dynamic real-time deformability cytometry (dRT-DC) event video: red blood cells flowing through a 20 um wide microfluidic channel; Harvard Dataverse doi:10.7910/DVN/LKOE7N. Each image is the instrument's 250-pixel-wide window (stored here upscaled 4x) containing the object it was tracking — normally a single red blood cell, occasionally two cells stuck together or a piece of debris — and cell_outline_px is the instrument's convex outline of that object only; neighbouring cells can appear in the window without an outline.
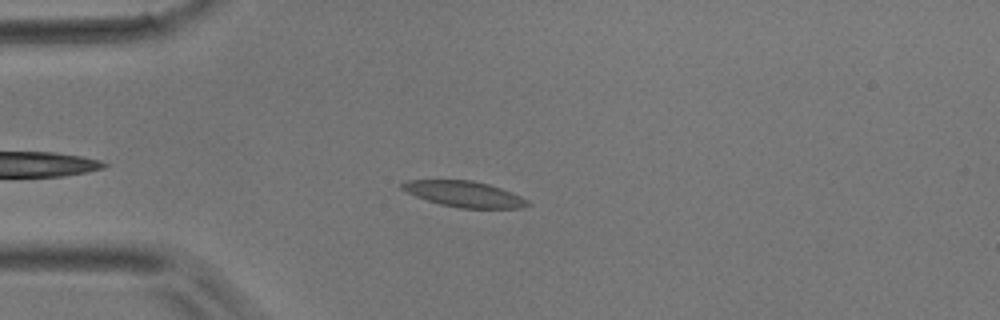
{"species": "common noctule bat (a hibernating species)", "species_latin": "Nyctalus noctula", "temperature_condition": "room temperature", "stored_images_in_passage": 34, "camera_frame_rate_fps": 3000, "um_per_image_px": 0.085, "animal": {"sex": "male", "body_mass_g": 17.9}, "frame": {"image": 1, "passage_image": 7, "time_ms": 2.0, "image_size_px": [1000, 320], "cell_outline_px": [[532, 204], [520, 208], [460, 208], [440, 204], [416, 196], [400, 188], [400, 184], [408, 180], [472, 180], [488, 184], [512, 192], [528, 200]], "centroid_in_image_um": [39.48, 16.49], "position_along_channel_um": 45.5, "area_um2": 18.79}}
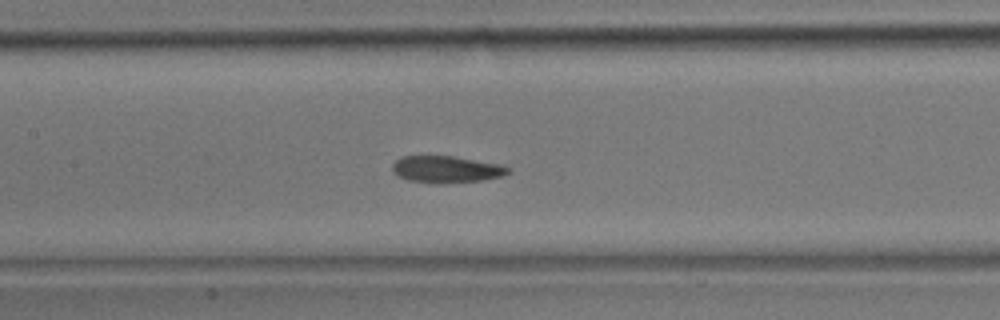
{"frame": {"image": 2, "passage_image": 17, "time_ms": 5.333, "image_size_px": [1000, 320], "cell_outline_px": [[512, 172], [504, 176], [480, 180], [408, 180], [396, 176], [392, 172], [392, 164], [400, 156], [452, 156], [500, 164], [512, 168]], "centroid_in_image_um": [37.96, 14.33], "position_along_channel_um": 169.4, "area_um2": 17.28}}
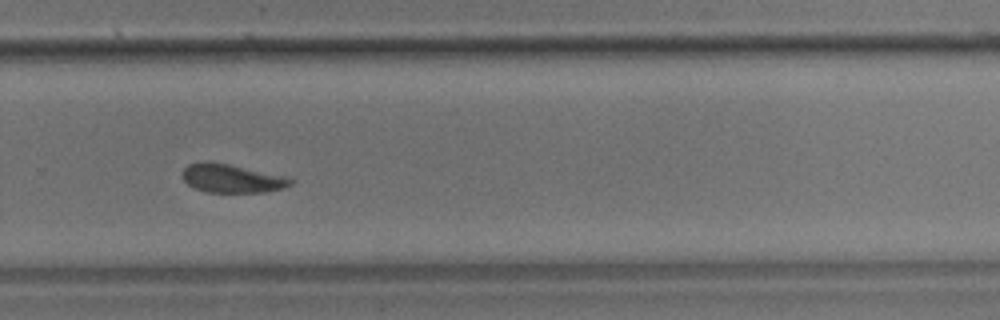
{"frame": {"image": 3, "passage_image": 27, "time_ms": 8.667, "image_size_px": [1000, 320], "cell_outline_px": [[296, 180], [292, 184], [284, 188], [264, 192], [208, 192], [196, 188], [188, 184], [184, 180], [184, 168], [188, 164], [200, 160], [208, 160], [288, 176]], "centroid_in_image_um": [19.75, 15.14], "position_along_channel_um": 310.1, "area_um2": 18.15}}